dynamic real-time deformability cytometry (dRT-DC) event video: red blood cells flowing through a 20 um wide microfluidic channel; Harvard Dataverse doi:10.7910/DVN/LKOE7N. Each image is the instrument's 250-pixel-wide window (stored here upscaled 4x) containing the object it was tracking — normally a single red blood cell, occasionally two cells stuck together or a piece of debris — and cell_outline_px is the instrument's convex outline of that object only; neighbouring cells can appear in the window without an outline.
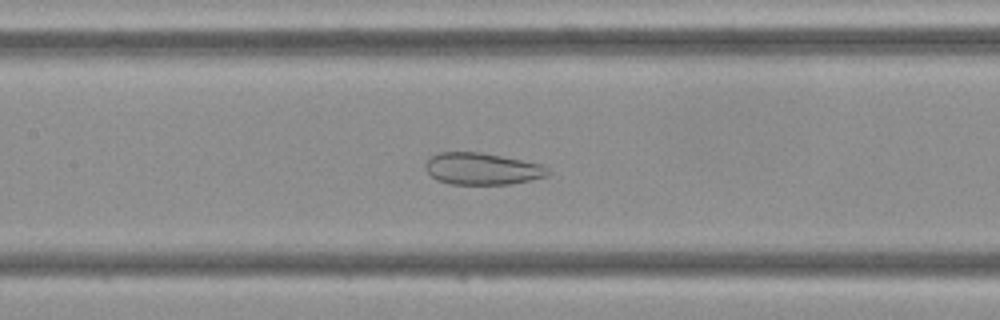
{"species": "Egyptian fruit bat (a non-hibernating species)", "species_latin": "Rousettus aegyptiacus", "temperature_condition": "cold", "stored_images_in_passage": 48, "camera_frame_rate_fps": 3000, "um_per_image_px": 0.085, "frame": {"image": 1, "passage_image": 22, "time_ms": 7.0, "image_size_px": [1000, 320], "cell_outline_px": [[552, 172], [548, 176], [532, 180], [512, 184], [448, 184], [436, 180], [424, 168], [424, 164], [428, 156], [440, 152], [480, 152], [544, 164]], "centroid_in_image_um": [40.99, 14.35], "position_along_channel_um": 166.4, "area_um2": 23.18}}
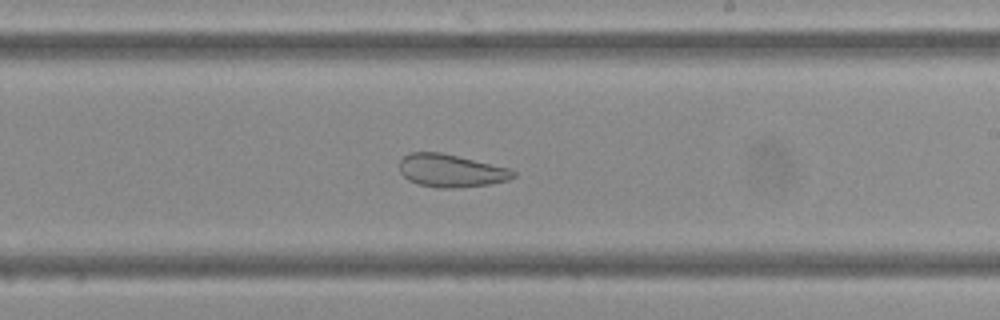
{"frame": {"image": 2, "passage_image": 28, "time_ms": 9.0, "image_size_px": [1000, 320], "cell_outline_px": [[516, 176], [508, 180], [492, 184], [452, 188], [440, 188], [416, 184], [408, 180], [400, 172], [400, 160], [408, 152], [440, 152], [508, 168], [516, 172]], "centroid_in_image_um": [38.31, 14.51], "position_along_channel_um": 250.7, "area_um2": 21.73}}
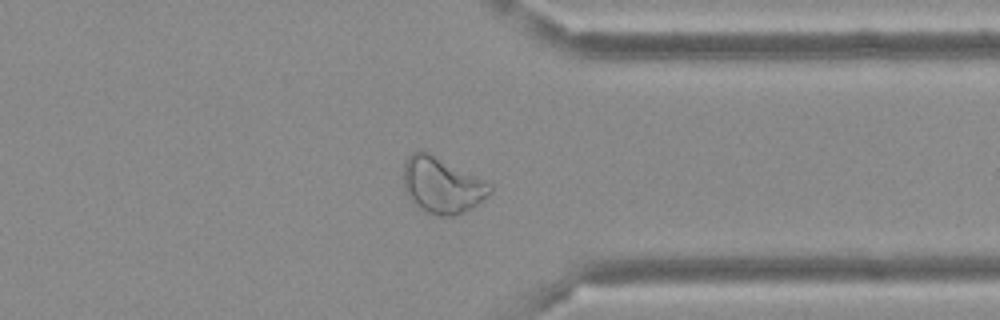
{"frame": {"image": 3, "passage_image": 37, "time_ms": 12.0, "image_size_px": [1000, 320], "cell_outline_px": [[492, 192], [476, 204], [456, 216], [436, 216], [420, 208], [408, 196], [404, 188], [404, 164], [408, 156], [412, 152], [428, 152], [492, 184]], "centroid_in_image_um": [37.56, 15.75], "position_along_channel_um": 373.8, "area_um2": 27.69}}